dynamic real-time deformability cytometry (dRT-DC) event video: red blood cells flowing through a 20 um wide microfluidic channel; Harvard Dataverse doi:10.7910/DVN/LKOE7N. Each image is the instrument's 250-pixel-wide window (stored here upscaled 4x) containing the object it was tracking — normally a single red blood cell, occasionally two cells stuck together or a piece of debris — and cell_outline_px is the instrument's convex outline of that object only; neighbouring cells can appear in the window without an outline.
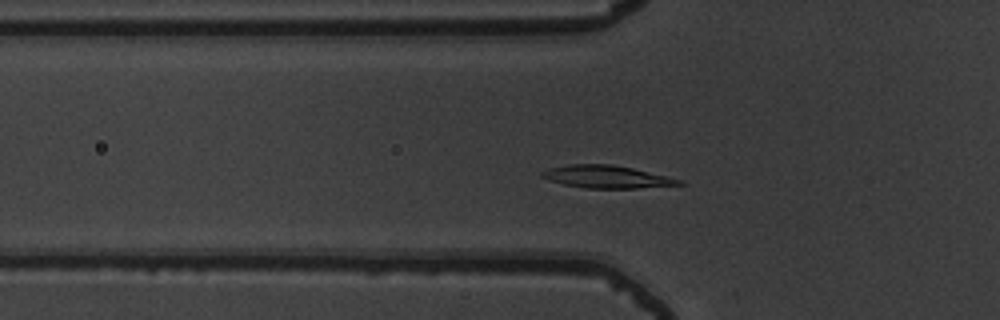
{"species": "common noctule bat (a hibernating species)", "species_latin": "Nyctalus noctula", "temperature_condition": "warm", "stored_images_in_passage": 49, "camera_frame_rate_fps": 3000, "um_per_image_px": 0.085, "animal": {"sex": "male", "body_mass_g": 19.5, "forearm_length_mm": 54.6}, "frame": {"image": 1, "passage_image": 12, "time_ms": 3.667, "image_size_px": [1000, 320], "cell_outline_px": [[684, 184], [636, 188], [584, 188], [564, 184], [548, 180], [540, 176], [540, 172], [548, 168], [568, 164], [612, 164], [632, 168], [668, 176], [680, 180]], "centroid_in_image_um": [51.51, 15.02], "position_along_channel_um": 74.3, "area_um2": 17.98}}
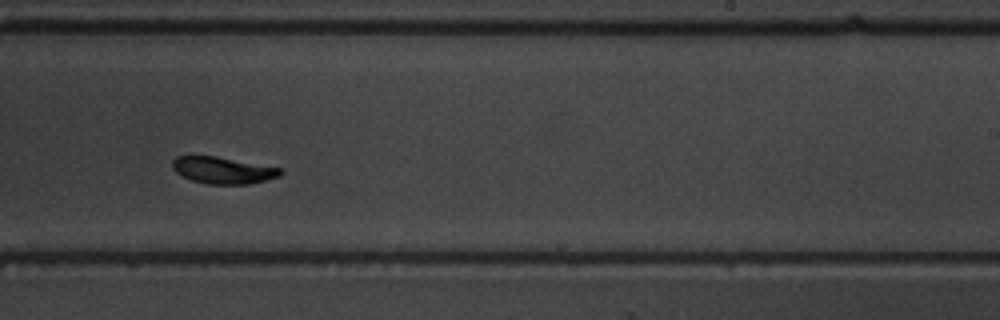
{"frame": {"image": 2, "passage_image": 28, "time_ms": 9.0, "image_size_px": [1000, 320], "cell_outline_px": [[284, 172], [280, 176], [248, 184], [208, 184], [192, 180], [176, 172], [172, 168], [172, 160], [176, 156], [216, 156], [280, 168]], "centroid_in_image_um": [18.94, 14.47], "position_along_channel_um": 270.1, "area_um2": 16.65}}
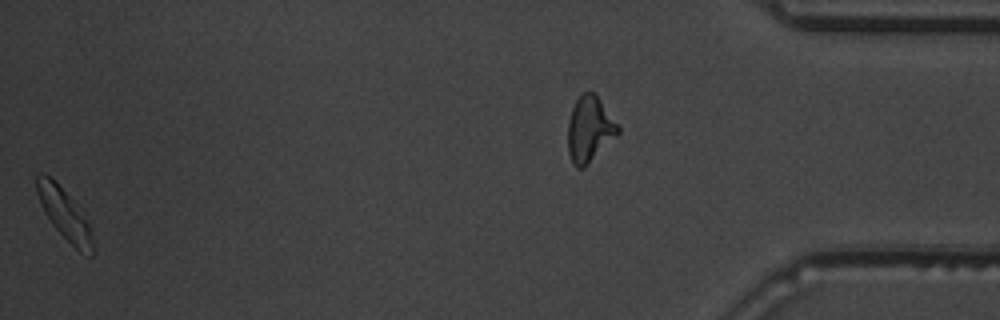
{"frame": {"image": 3, "passage_image": 48, "time_ms": 15.667, "image_size_px": [1000, 320], "cell_outline_px": [[92, 256], [80, 252], [56, 228], [44, 212], [40, 204], [36, 192], [36, 176], [40, 172], [44, 172], [68, 196], [92, 228]], "centroid_in_image_um": [5.44, 18.19], "position_along_channel_um": 429.8, "area_um2": 15.78}, "authors_computed_cell_mechanics": {"area_um2": 17.4556, "velocity_mm_per_s": 3.6846, "shape_relaxation_time_tau1_ms": 1.9795, "shape_relaxation_time_tau2_ms": 2.126, "deformation_change_tau1": 0.1339, "deformation_change_tau2": 0.0832}}